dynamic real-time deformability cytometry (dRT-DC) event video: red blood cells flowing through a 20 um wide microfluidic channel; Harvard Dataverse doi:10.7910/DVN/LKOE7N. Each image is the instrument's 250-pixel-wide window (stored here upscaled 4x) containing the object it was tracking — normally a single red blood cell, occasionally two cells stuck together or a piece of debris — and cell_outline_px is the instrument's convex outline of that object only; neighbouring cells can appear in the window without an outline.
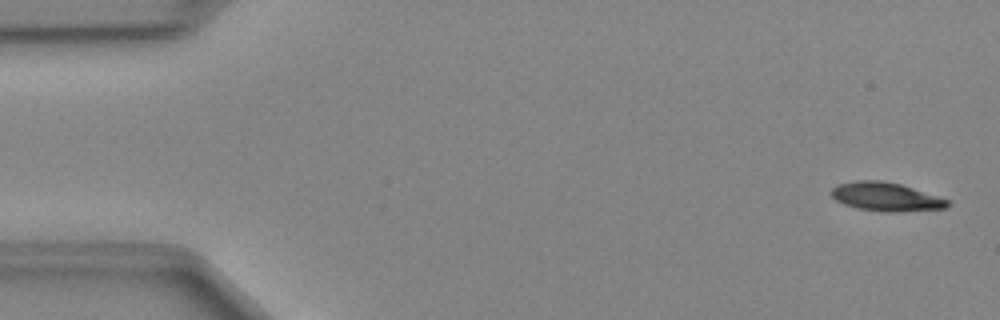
{"species": "Egyptian fruit bat (a non-hibernating species)", "species_latin": "Rousettus aegyptiacus", "temperature_condition": "cold", "stored_images_in_passage": 11, "camera_frame_rate_fps": 3000, "um_per_image_px": 0.085, "animal": {"sex": "female"}, "frame": {"image": 1, "passage_image": 2, "time_ms": 0.333, "image_size_px": [1000, 320], "cell_outline_px": [[948, 208], [900, 212], [880, 212], [856, 208], [844, 204], [836, 200], [828, 192], [836, 184], [856, 180], [880, 180], [900, 184], [948, 200]], "centroid_in_image_um": [75.23, 16.73], "position_along_channel_um": 9.8, "area_um2": 19.48}}